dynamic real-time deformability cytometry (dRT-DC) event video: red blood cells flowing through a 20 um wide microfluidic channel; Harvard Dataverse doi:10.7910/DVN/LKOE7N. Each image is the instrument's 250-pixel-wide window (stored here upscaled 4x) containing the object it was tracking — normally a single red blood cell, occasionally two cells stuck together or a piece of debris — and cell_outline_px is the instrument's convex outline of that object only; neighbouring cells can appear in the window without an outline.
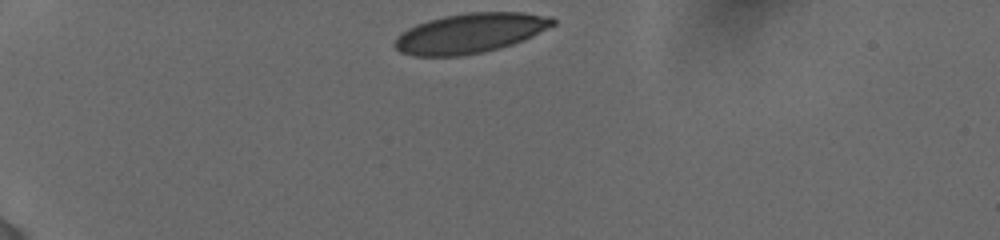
{"species": "human", "species_latin": "Homo sapiens", "temperature_condition": "cold", "stored_images_in_passage": 31, "camera_frame_rate_fps": 3000, "um_per_image_px": 0.085, "donor": {"sex": "female"}, "frame": {"image": 1, "passage_image": 1, "time_ms": 0.0, "image_size_px": [1000, 240], "cell_outline_px": [[556, 24], [524, 40], [512, 44], [484, 52], [460, 56], [412, 56], [400, 52], [392, 44], [396, 36], [400, 32], [416, 24], [428, 20], [444, 16], [468, 12], [524, 12], [552, 16], [556, 20]], "centroid_in_image_um": [39.95, 2.81], "position_along_channel_um": 45.1, "area_um2": 36.99}}
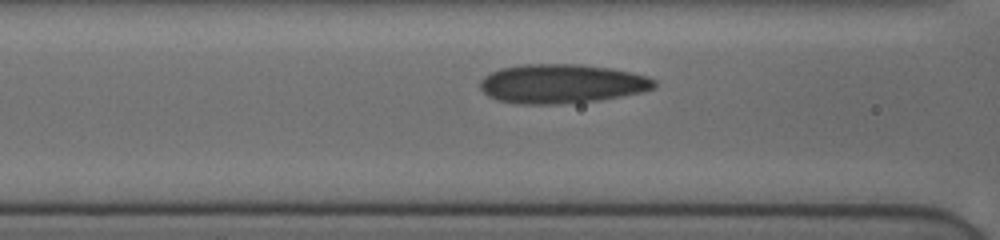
{"frame": {"image": 2, "passage_image": 17, "time_ms": 3.333, "image_size_px": [1000, 240], "cell_outline_px": [[656, 88], [640, 92], [600, 100], [560, 104], [516, 104], [496, 100], [488, 96], [480, 88], [480, 80], [484, 76], [500, 68], [524, 64], [580, 64], [612, 68], [648, 76], [656, 80]], "centroid_in_image_um": [47.73, 7.12], "position_along_channel_um": 118.9, "area_um2": 40.0}}
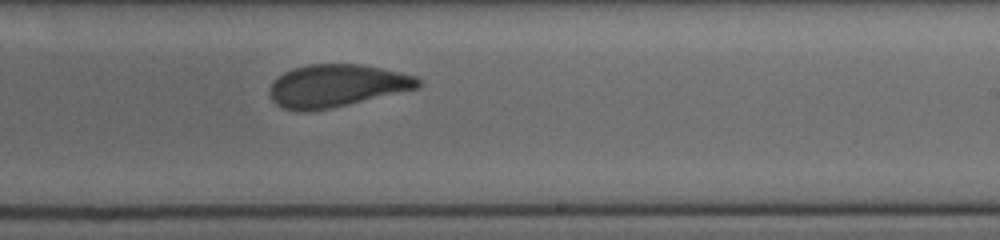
{"frame": {"image": 3, "passage_image": 30, "time_ms": 7.0, "image_size_px": [1000, 240], "cell_outline_px": [[424, 84], [420, 88], [332, 108], [308, 112], [296, 112], [284, 108], [276, 104], [272, 100], [268, 92], [272, 80], [276, 76], [292, 68], [308, 64], [360, 64], [400, 72], [416, 76]], "centroid_in_image_um": [28.59, 7.3], "position_along_channel_um": 260.4, "area_um2": 37.4}}